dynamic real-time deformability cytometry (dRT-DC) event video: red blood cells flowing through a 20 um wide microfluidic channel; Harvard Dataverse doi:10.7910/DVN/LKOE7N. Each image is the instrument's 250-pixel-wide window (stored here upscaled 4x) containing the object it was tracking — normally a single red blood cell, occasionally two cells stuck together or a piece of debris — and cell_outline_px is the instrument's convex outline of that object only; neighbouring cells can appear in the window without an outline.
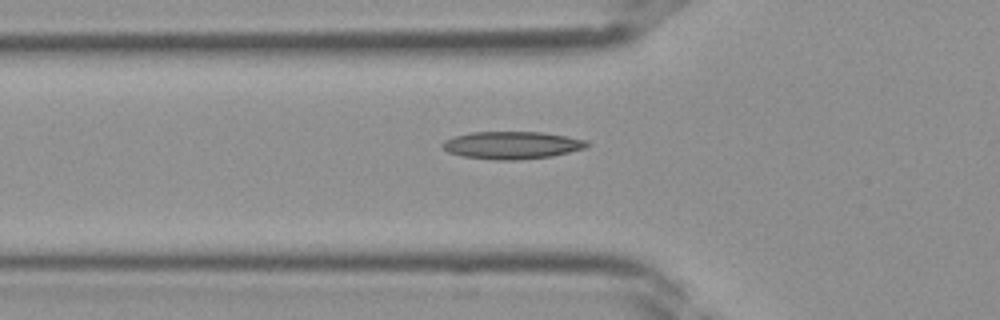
{"species": "Egyptian fruit bat (a non-hibernating species)", "species_latin": "Rousettus aegyptiacus", "temperature_condition": "room temperature", "stored_images_in_passage": 27, "camera_frame_rate_fps": 3000, "um_per_image_px": 0.085, "frame": {"image": 1, "passage_image": 2, "time_ms": 0.333, "image_size_px": [1000, 320], "cell_outline_px": [[592, 144], [588, 148], [552, 156], [516, 160], [496, 160], [460, 156], [448, 152], [440, 144], [444, 140], [452, 136], [472, 132], [544, 132], [588, 140]], "centroid_in_image_um": [43.54, 12.34], "position_along_channel_um": 82.3, "area_um2": 23.52}}
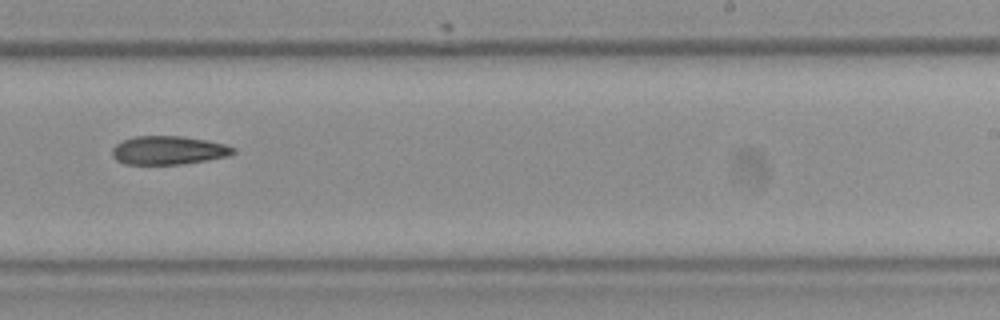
{"frame": {"image": 2, "passage_image": 13, "time_ms": 4.0, "image_size_px": [1000, 320], "cell_outline_px": [[236, 152], [228, 156], [208, 160], [184, 164], [124, 164], [116, 160], [112, 156], [112, 148], [120, 140], [136, 136], [180, 136], [208, 140], [224, 144], [236, 148]], "centroid_in_image_um": [14.31, 12.77], "position_along_channel_um": 274.7, "area_um2": 20.35}}
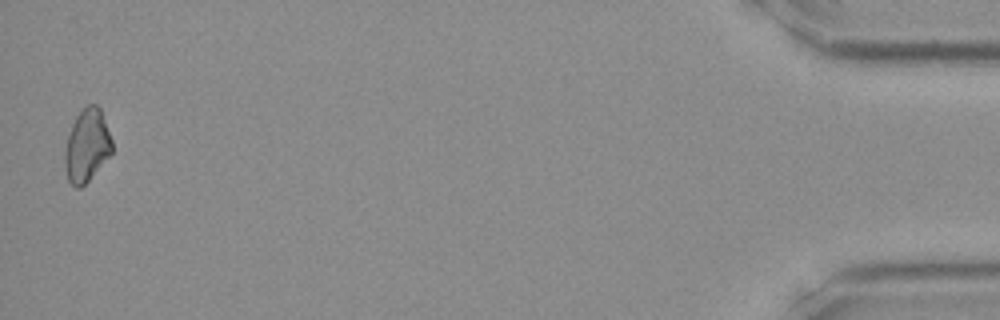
{"frame": {"image": 3, "passage_image": 27, "time_ms": 8.667, "image_size_px": [1000, 320], "cell_outline_px": [[112, 152], [88, 180], [80, 188], [76, 188], [68, 180], [64, 164], [64, 148], [72, 124], [76, 116], [88, 104], [96, 104], [100, 108], [112, 140]], "centroid_in_image_um": [7.37, 12.37], "position_along_channel_um": 427.8, "area_um2": 19.77}}